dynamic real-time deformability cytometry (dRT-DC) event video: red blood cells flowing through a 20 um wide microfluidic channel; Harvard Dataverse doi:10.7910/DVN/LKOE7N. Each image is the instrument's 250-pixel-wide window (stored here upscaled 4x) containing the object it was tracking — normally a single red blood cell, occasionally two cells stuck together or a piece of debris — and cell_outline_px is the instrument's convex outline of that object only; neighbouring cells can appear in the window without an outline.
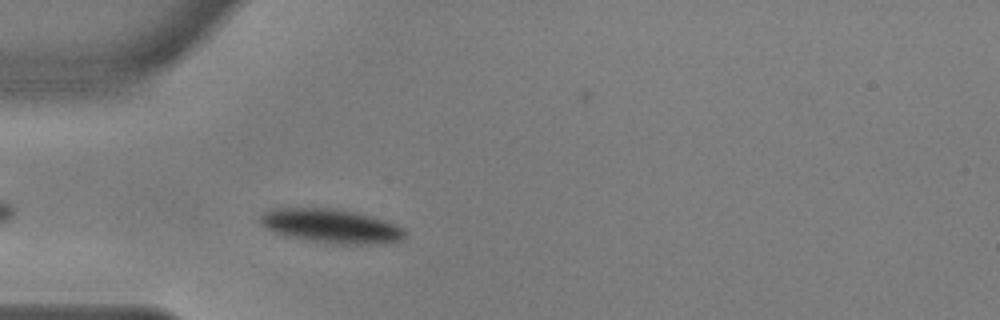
{"species": "common noctule bat (a hibernating species)", "species_latin": "Nyctalus noctula", "temperature_condition": "warm", "stored_images_in_passage": 34, "camera_frame_rate_fps": 3000, "um_per_image_px": 0.085, "animal": {"sex": "male", "body_mass_g": 17.9, "forearm_length_mm": 54.2}, "frame": {"image": 1, "passage_image": 4, "time_ms": 1.0, "image_size_px": [1000, 320], "cell_outline_px": [[408, 232], [400, 240], [388, 244], [336, 244], [304, 240], [272, 232], [264, 228], [256, 220], [264, 212], [272, 208], [336, 208], [356, 212], [384, 220], [396, 224], [404, 228]], "centroid_in_image_um": [28.12, 19.22], "position_along_channel_um": 56.9, "area_um2": 29.25}}
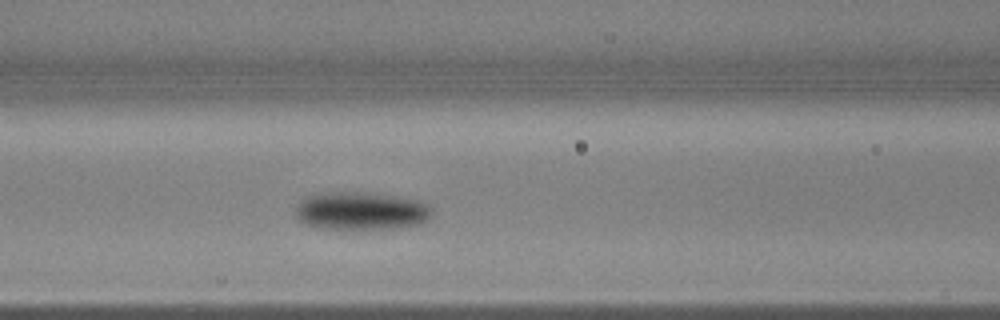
{"frame": {"image": 2, "passage_image": 11, "time_ms": 3.333, "image_size_px": [1000, 320], "cell_outline_px": [[432, 216], [416, 224], [392, 228], [320, 228], [304, 224], [296, 216], [296, 208], [304, 196], [316, 192], [360, 192], [392, 196], [412, 200], [424, 204], [432, 212]], "centroid_in_image_um": [30.56, 17.91], "position_along_channel_um": 136.0, "area_um2": 29.54}}
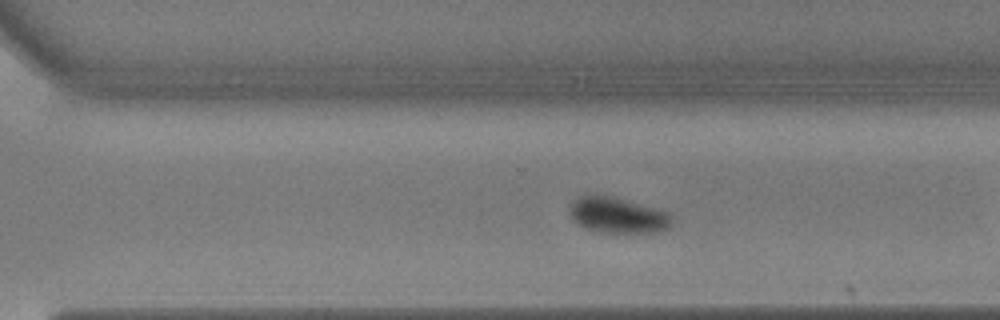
{"frame": {"image": 3, "passage_image": 23, "time_ms": 7.333, "image_size_px": [1000, 320], "cell_outline_px": [[672, 220], [668, 228], [660, 232], [600, 232], [584, 228], [572, 220], [568, 208], [584, 192], [596, 192], [668, 212], [672, 216]], "centroid_in_image_um": [52.43, 18.27], "position_along_channel_um": 318.2, "area_um2": 21.5}, "authors_computed_cell_mechanics": {"area_um2": 25.0852, "velocity_mm_per_s": 3.6295, "shape_relaxation_time_tau1_ms": 3.5096, "shape_relaxation_time_tau2_ms": null, "deformation_change_tau1": 0.2318, "deformation_change_tau2": null}}